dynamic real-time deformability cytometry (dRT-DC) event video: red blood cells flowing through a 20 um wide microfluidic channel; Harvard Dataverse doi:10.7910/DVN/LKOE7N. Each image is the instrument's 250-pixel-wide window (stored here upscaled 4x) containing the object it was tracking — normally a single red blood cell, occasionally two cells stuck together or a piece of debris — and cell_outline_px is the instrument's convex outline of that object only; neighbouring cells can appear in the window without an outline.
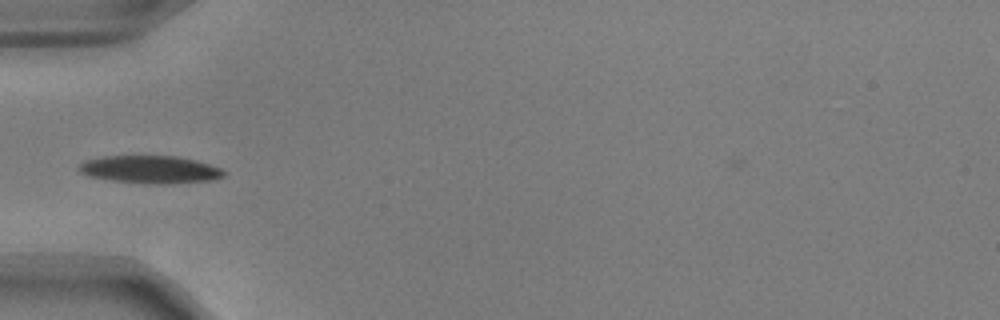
{"species": "common noctule bat (a hibernating species)", "species_latin": "Nyctalus noctula", "temperature_condition": "warm", "stored_images_in_passage": 37, "camera_frame_rate_fps": 3000, "um_per_image_px": 0.085, "animal": {"sex": "male", "body_mass_g": 17.9, "forearm_length_mm": 54.2}, "frame": {"image": 1, "passage_image": 1, "time_ms": 0.0, "image_size_px": [1000, 320], "cell_outline_px": [[228, 172], [224, 176], [212, 180], [168, 184], [144, 184], [112, 180], [88, 176], [80, 172], [80, 164], [88, 160], [104, 156], [176, 156], [196, 160], [220, 168]], "centroid_in_image_um": [12.81, 14.42], "position_along_channel_um": 72.2, "area_um2": 23.35}}
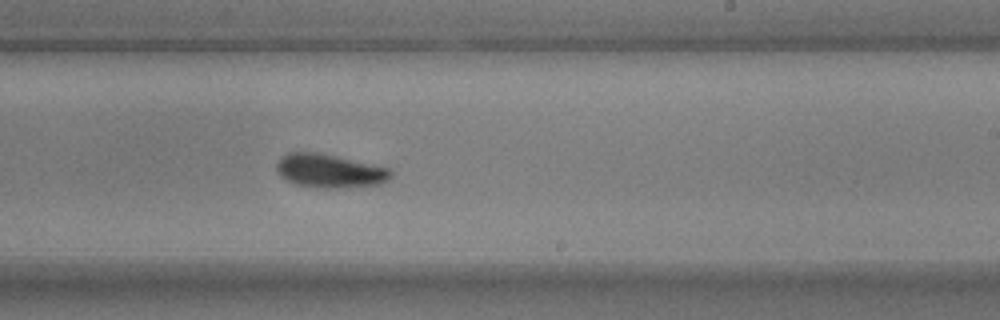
{"frame": {"image": 2, "passage_image": 16, "time_ms": 5.0, "image_size_px": [1000, 320], "cell_outline_px": [[392, 176], [388, 180], [380, 184], [336, 188], [316, 188], [296, 184], [280, 176], [276, 172], [276, 164], [280, 156], [288, 152], [316, 152], [392, 168]], "centroid_in_image_um": [28.0, 14.52], "position_along_channel_um": 261.0, "area_um2": 22.54}}
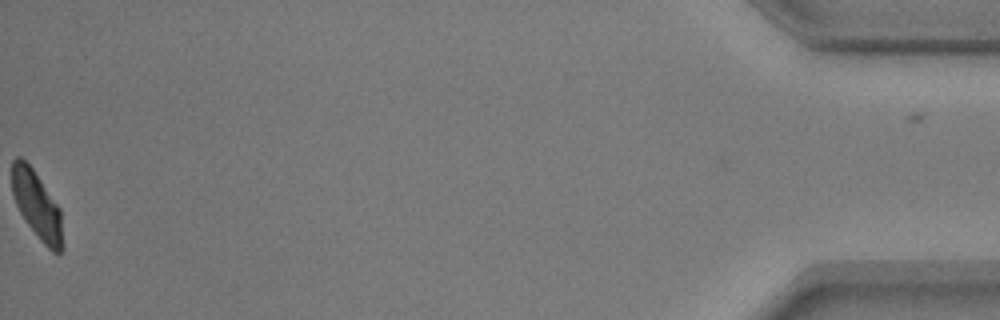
{"frame": {"image": 3, "passage_image": 37, "time_ms": 12.0, "image_size_px": [1000, 320], "cell_outline_px": [[64, 248], [60, 252], [52, 252], [40, 240], [28, 224], [20, 212], [16, 204], [12, 192], [12, 160], [16, 156], [20, 156], [32, 168], [60, 208]], "centroid_in_image_um": [3.15, 17.45], "position_along_channel_um": 432.1, "area_um2": 19.83}, "authors_computed_cell_mechanics": {"area_um2": 22.3686, "velocity_mm_per_s": 3.7759, "shape_relaxation_time_tau1_ms": 2.5401, "shape_relaxation_time_tau2_ms": 4.3204, "deformation_change_tau1": 0.1246, "deformation_change_tau2": 0.074}}